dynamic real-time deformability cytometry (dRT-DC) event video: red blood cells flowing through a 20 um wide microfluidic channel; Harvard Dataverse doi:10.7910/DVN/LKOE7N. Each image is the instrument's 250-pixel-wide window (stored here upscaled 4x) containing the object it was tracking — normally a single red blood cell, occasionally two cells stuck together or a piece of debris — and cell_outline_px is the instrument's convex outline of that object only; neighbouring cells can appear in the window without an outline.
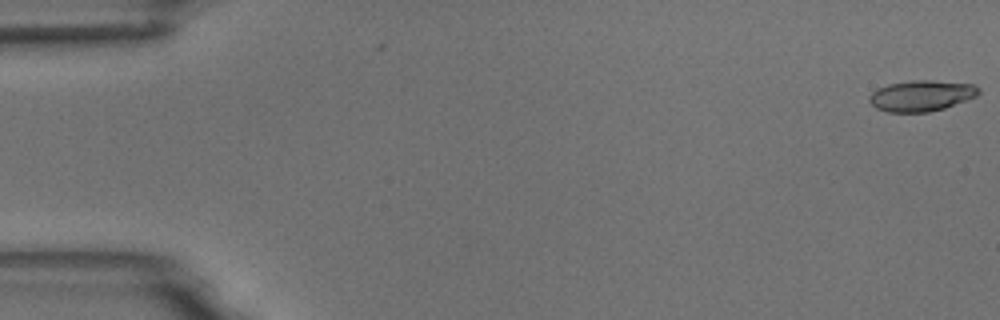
{"species": "common noctule bat (a hibernating species)", "species_latin": "Nyctalus noctula", "temperature_condition": "room temperature", "stored_images_in_passage": 9, "camera_frame_rate_fps": 3000, "um_per_image_px": 0.085, "animal": {"sex": "male", "body_mass_g": 18.8}, "frame": {"image": 1, "passage_image": 1, "time_ms": 0.0, "image_size_px": [1000, 320], "cell_outline_px": [[980, 92], [976, 96], [944, 108], [928, 112], [888, 112], [876, 108], [868, 100], [868, 96], [876, 88], [888, 84], [912, 80], [932, 80], [972, 84], [980, 88]], "centroid_in_image_um": [78.28, 8.13], "position_along_channel_um": 6.7, "area_um2": 19.71}}